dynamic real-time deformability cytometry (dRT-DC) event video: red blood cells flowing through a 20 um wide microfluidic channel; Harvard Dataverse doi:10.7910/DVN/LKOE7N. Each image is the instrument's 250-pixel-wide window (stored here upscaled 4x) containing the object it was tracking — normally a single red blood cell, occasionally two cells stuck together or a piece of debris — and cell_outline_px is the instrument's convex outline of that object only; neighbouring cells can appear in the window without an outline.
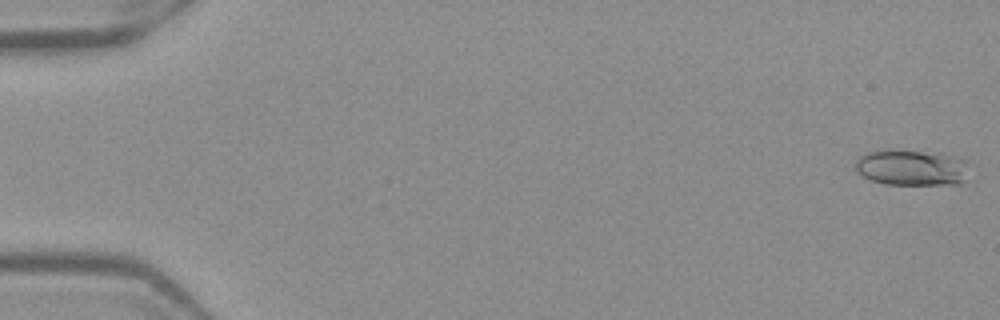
{"species": "Egyptian fruit bat (a non-hibernating species)", "species_latin": "Rousettus aegyptiacus", "temperature_condition": "warm", "stored_images_in_passage": 31, "camera_frame_rate_fps": 3000, "um_per_image_px": 0.085, "frame": {"image": 1, "passage_image": 1, "time_ms": 0.0, "image_size_px": [1000, 320], "cell_outline_px": [[968, 164], [964, 180], [960, 184], [884, 184], [872, 180], [856, 172], [856, 160], [860, 156], [868, 152], [884, 148], [888, 148], [940, 152], [968, 160]], "centroid_in_image_um": [77.49, 14.2], "position_along_channel_um": 7.5, "area_um2": 24.39}}
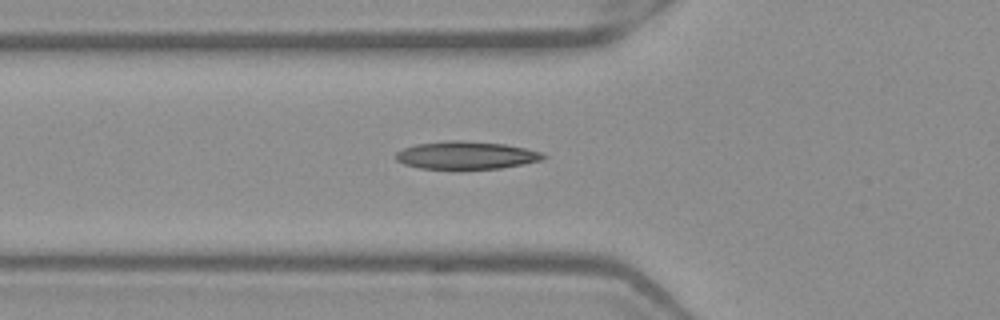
{"frame": {"image": 2, "passage_image": 19, "time_ms": 6.0, "image_size_px": [1000, 320], "cell_outline_px": [[548, 156], [544, 160], [524, 164], [500, 168], [420, 168], [404, 164], [396, 160], [396, 152], [404, 148], [416, 144], [444, 140], [464, 140], [504, 144], [544, 152]], "centroid_in_image_um": [39.67, 13.18], "position_along_channel_um": 86.1, "area_um2": 23.87}}
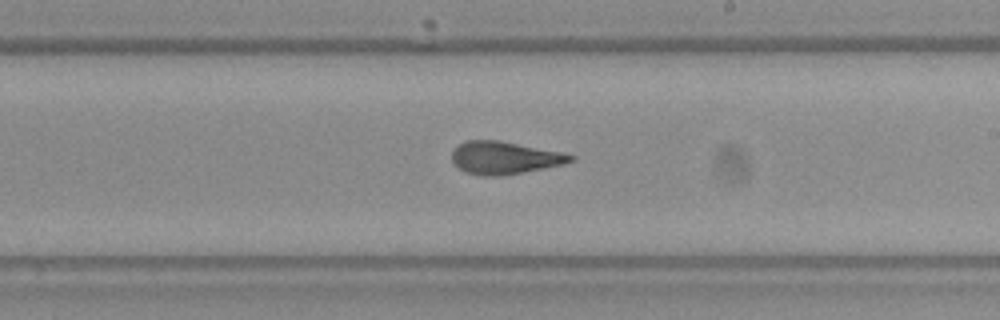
{"frame": {"image": 3, "passage_image": 31, "time_ms": 10.0, "image_size_px": [1000, 320], "cell_outline_px": [[576, 160], [564, 164], [544, 168], [500, 176], [484, 176], [464, 172], [452, 164], [452, 152], [460, 144], [468, 140], [500, 140], [564, 152], [576, 156]], "centroid_in_image_um": [42.91, 13.41], "position_along_channel_um": 246.1, "area_um2": 22.77}}